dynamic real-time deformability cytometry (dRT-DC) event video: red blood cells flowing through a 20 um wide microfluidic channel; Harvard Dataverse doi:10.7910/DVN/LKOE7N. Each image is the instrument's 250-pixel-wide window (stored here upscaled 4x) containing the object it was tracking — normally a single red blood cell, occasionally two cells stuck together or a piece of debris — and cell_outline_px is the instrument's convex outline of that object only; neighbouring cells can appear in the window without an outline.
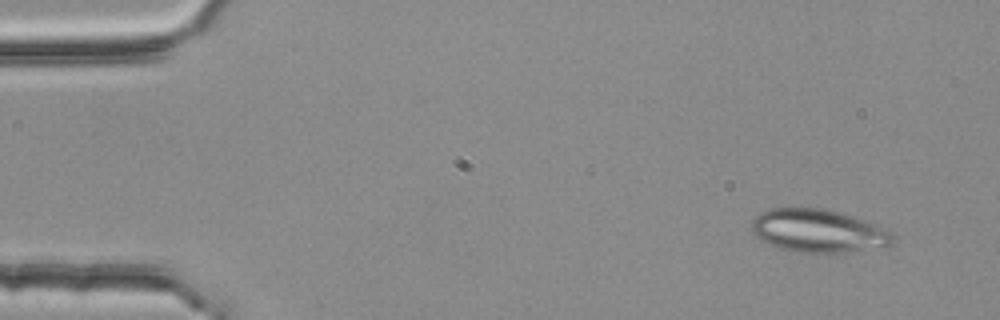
{"species": "common noctule bat (a hibernating species)", "species_latin": "Nyctalus noctula", "temperature_condition": "room temperature", "stored_images_in_passage": 5, "camera_frame_rate_fps": 3000, "um_per_image_px": 0.085, "animal": {"sex": "female", "body_mass_g": 25.1}, "frame": {"image": 1, "passage_image": 1, "time_ms": 0.0, "image_size_px": [1000, 320], "cell_outline_px": [[896, 240], [888, 244], [844, 252], [796, 252], [780, 248], [768, 244], [756, 236], [752, 232], [752, 220], [760, 212], [768, 208], [824, 208], [840, 212], [888, 228], [892, 232]], "centroid_in_image_um": [69.52, 19.6], "position_along_channel_um": 15.5, "area_um2": 35.2}}